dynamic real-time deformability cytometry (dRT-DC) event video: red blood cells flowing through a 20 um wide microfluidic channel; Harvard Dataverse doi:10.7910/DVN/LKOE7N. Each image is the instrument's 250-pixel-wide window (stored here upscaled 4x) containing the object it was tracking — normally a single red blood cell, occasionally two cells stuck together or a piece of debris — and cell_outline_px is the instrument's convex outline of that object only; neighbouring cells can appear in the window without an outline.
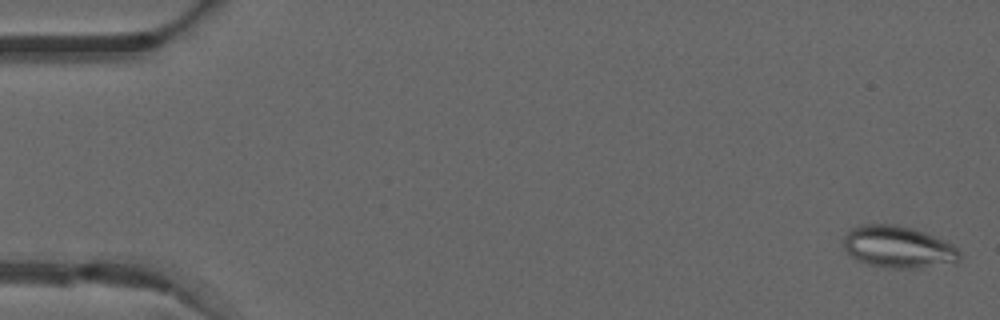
{"species": "common noctule bat (a hibernating species)", "species_latin": "Nyctalus noctula", "temperature_condition": "warm", "stored_images_in_passage": 52, "camera_frame_rate_fps": 3000, "um_per_image_px": 0.085, "animal": {"sex": "male", "forearm_length_mm": 52.5}, "frame": {"image": 1, "passage_image": 2, "time_ms": 0.333, "image_size_px": [1000, 320], "cell_outline_px": [[960, 260], [956, 264], [912, 268], [884, 268], [868, 264], [856, 260], [844, 248], [844, 236], [848, 228], [860, 224], [892, 224], [912, 228], [944, 240], [952, 244], [960, 252]], "centroid_in_image_um": [76.34, 21.0], "position_along_channel_um": 8.7, "area_um2": 28.67}}
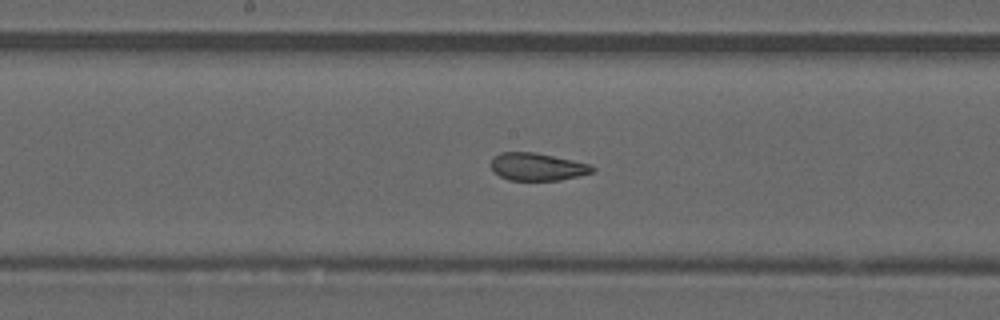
{"frame": {"image": 2, "passage_image": 27, "time_ms": 8.667, "image_size_px": [1000, 320], "cell_outline_px": [[596, 172], [560, 180], [508, 180], [492, 172], [492, 160], [500, 152], [536, 152], [592, 164], [596, 168]], "centroid_in_image_um": [45.72, 14.18], "position_along_channel_um": 202.5, "area_um2": 16.47}}
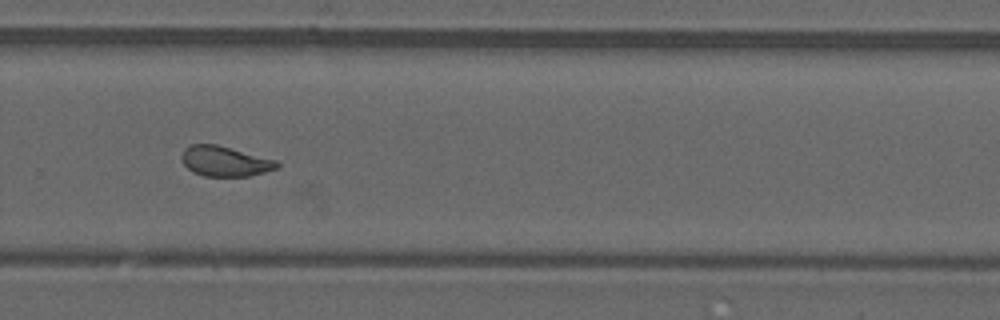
{"frame": {"image": 3, "passage_image": 35, "time_ms": 11.333, "image_size_px": [1000, 320], "cell_outline_px": [[280, 164], [276, 168], [264, 172], [248, 176], [204, 176], [192, 172], [180, 160], [180, 156], [184, 148], [188, 144], [216, 144], [276, 160]], "centroid_in_image_um": [19.05, 13.7], "position_along_channel_um": 310.7, "area_um2": 16.76}, "authors_computed_cell_mechanics": {"area_um2": 18.1492, "velocity_mm_per_s": 4.0704, "shape_relaxation_time_tau1_ms": null, "shape_relaxation_time_tau2_ms": 0.9653, "deformation_change_tau1": null, "deformation_change_tau2": 0.083}}